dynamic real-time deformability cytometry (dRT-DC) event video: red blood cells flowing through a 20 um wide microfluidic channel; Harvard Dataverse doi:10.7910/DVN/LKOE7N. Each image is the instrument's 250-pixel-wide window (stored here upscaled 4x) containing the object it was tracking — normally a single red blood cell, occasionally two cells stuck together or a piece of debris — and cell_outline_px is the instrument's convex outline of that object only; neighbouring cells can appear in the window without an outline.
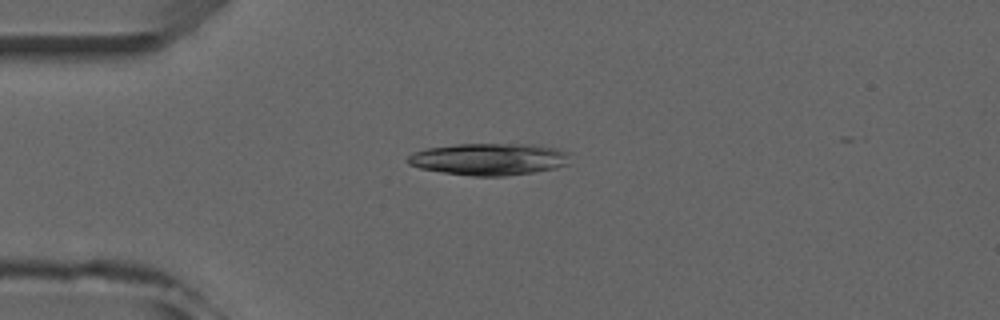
{"species": "common noctule bat (a hibernating species)", "species_latin": "Nyctalus noctula", "temperature_condition": "room temperature", "stored_images_in_passage": 4, "camera_frame_rate_fps": 3000, "um_per_image_px": 0.085, "animal": {"sex": "male", "forearm_length_mm": 52.5}, "frame": {"image": 1, "passage_image": 3, "time_ms": 3.0, "image_size_px": [1000, 320], "cell_outline_px": [[568, 164], [556, 168], [532, 172], [504, 176], [472, 176], [444, 172], [420, 168], [408, 164], [404, 160], [412, 152], [428, 148], [456, 144], [536, 144], [556, 148], [568, 152]], "centroid_in_image_um": [41.55, 13.52], "position_along_channel_um": 43.5, "area_um2": 30.29}}